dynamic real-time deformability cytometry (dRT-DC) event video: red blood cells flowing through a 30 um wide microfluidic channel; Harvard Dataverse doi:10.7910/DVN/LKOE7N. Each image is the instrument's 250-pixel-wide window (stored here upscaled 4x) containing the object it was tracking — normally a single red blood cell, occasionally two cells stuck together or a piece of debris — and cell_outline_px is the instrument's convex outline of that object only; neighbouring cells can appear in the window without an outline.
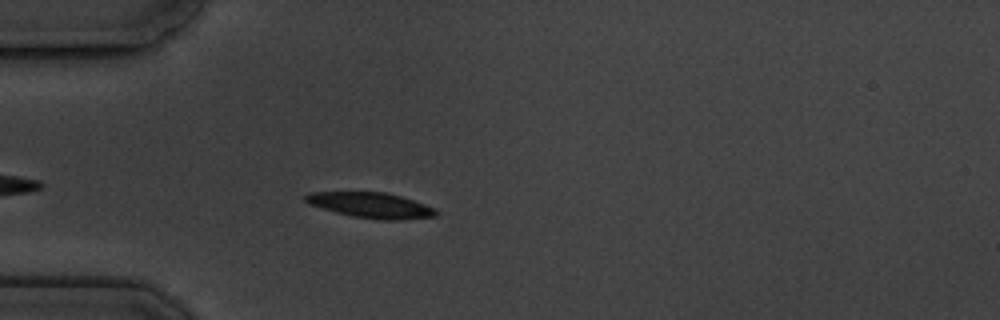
{"species": "common noctule bat (a hibernating species)", "species_latin": "Nyctalus noctula", "temperature_condition": "cold", "stored_images_in_passage": 5, "camera_frame_rate_fps": 3000, "um_per_image_px": 0.085, "animal": {"sex": "male", "body_mass_g": 19.5, "forearm_length_mm": 54.6}, "frame": {"image": 1, "passage_image": 5, "time_ms": 4.667, "image_size_px": [1000, 320], "cell_outline_px": [[440, 212], [436, 216], [404, 220], [380, 220], [352, 216], [336, 212], [308, 204], [304, 200], [304, 196], [312, 192], [388, 192], [436, 208]], "centroid_in_image_um": [31.57, 17.45], "position_along_channel_um": 53.4, "area_um2": 19.42}}